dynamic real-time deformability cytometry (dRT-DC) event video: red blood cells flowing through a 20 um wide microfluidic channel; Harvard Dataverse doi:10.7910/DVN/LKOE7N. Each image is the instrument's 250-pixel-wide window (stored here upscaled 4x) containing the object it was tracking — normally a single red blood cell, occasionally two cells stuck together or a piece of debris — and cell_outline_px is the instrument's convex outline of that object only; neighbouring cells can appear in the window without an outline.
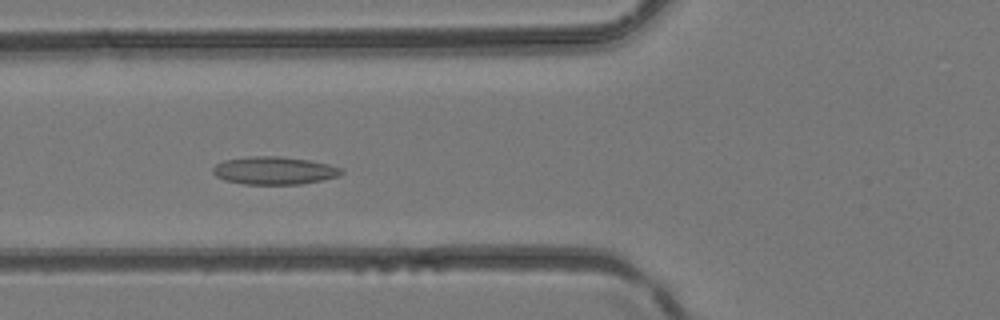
{"species": "common noctule bat (a hibernating species)", "species_latin": "Nyctalus noctula", "temperature_condition": "room temperature", "stored_images_in_passage": 18, "camera_frame_rate_fps": 3000, "um_per_image_px": 0.085, "animal": {"sex": "female", "body_mass_g": 24.6, "forearm_length_mm": 56.2}, "frame": {"image": 1, "passage_image": 6, "time_ms": 1.667, "image_size_px": [1000, 320], "cell_outline_px": [[344, 172], [340, 176], [300, 184], [244, 184], [224, 180], [216, 176], [212, 172], [212, 168], [216, 164], [224, 160], [248, 156], [280, 156], [308, 160], [328, 164], [340, 168]], "centroid_in_image_um": [23.28, 14.49], "position_along_channel_um": 102.5, "area_um2": 20.81}}
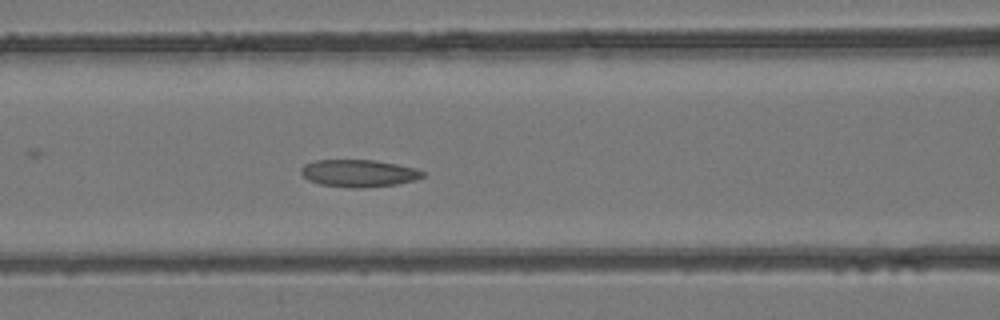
{"frame": {"image": 2, "passage_image": 8, "time_ms": 2.333, "image_size_px": [1000, 320], "cell_outline_px": [[424, 176], [416, 180], [396, 184], [364, 188], [352, 188], [320, 184], [308, 180], [300, 172], [300, 168], [304, 164], [316, 160], [376, 160], [416, 168], [424, 172]], "centroid_in_image_um": [30.49, 14.72], "position_along_channel_um": 136.1, "area_um2": 19.42}}
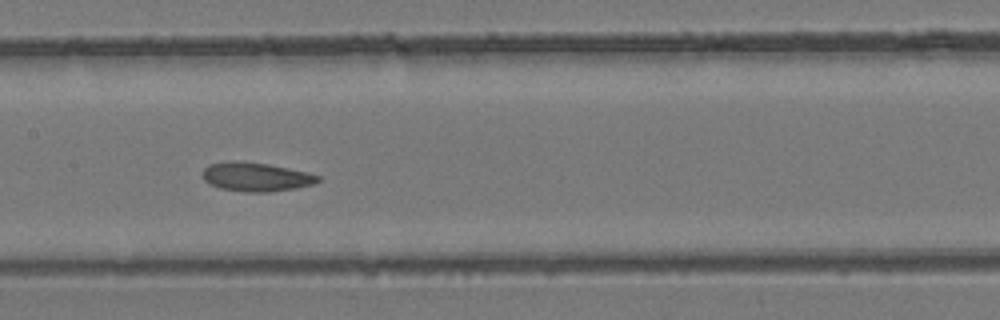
{"frame": {"image": 3, "passage_image": 11, "time_ms": 3.333, "image_size_px": [1000, 320], "cell_outline_px": [[320, 180], [312, 184], [296, 188], [268, 192], [248, 192], [220, 188], [204, 180], [204, 168], [208, 164], [228, 160], [236, 160], [268, 164], [288, 168], [320, 176]], "centroid_in_image_um": [21.74, 15.02], "position_along_channel_um": 185.7, "area_um2": 19.25}}